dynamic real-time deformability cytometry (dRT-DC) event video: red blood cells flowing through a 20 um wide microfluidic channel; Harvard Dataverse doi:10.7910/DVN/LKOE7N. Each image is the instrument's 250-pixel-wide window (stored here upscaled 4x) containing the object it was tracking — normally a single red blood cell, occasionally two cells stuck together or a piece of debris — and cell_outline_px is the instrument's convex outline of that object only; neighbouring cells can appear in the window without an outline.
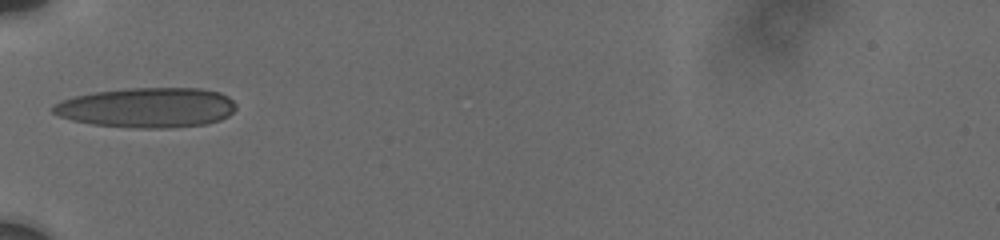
{"species": "human", "species_latin": "Homo sapiens", "temperature_condition": "cold", "stored_images_in_passage": 32, "camera_frame_rate_fps": 3000, "um_per_image_px": 0.085, "donor": {"sex": "male"}, "frame": {"image": 1, "passage_image": 1, "time_ms": 0.0, "image_size_px": [1000, 240], "cell_outline_px": [[236, 108], [228, 116], [220, 120], [204, 124], [164, 128], [140, 128], [92, 124], [72, 120], [60, 116], [52, 112], [52, 108], [56, 104], [64, 100], [76, 96], [92, 92], [124, 88], [200, 88], [220, 92], [228, 96], [236, 104]], "centroid_in_image_um": [12.54, 9.13], "position_along_channel_um": 72.5, "area_um2": 42.48}}
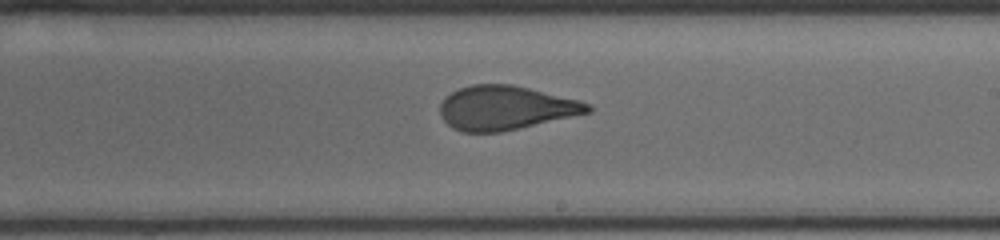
{"frame": {"image": 2, "passage_image": 13, "time_ms": 4.667, "image_size_px": [1000, 240], "cell_outline_px": [[592, 112], [520, 128], [500, 132], [460, 132], [452, 128], [440, 116], [440, 104], [452, 92], [460, 88], [472, 84], [512, 84], [580, 100], [588, 104], [592, 108]], "centroid_in_image_um": [42.97, 9.17], "position_along_channel_um": 246.0, "area_um2": 37.86}}
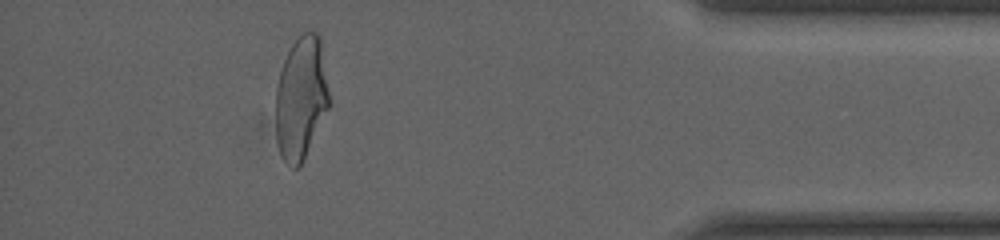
{"frame": {"image": 3, "passage_image": 28, "time_ms": 10.0, "image_size_px": [1000, 240], "cell_outline_px": [[328, 108], [304, 160], [300, 168], [292, 168], [284, 160], [280, 152], [276, 140], [276, 88], [280, 72], [284, 60], [292, 44], [304, 32], [316, 32], [320, 36], [328, 92]], "centroid_in_image_um": [25.57, 8.37], "position_along_channel_um": 409.6, "area_um2": 37.92}, "authors_computed_cell_mechanics": {"area_um2": 38.7549, "velocity_mm_per_s": 3.7558, "shape_relaxation_time_tau1_ms": 8.1923, "shape_relaxation_time_tau2_ms": 0.7484, "deformation_change_tau1": 0.2224, "deformation_change_tau2": 0.0613}}